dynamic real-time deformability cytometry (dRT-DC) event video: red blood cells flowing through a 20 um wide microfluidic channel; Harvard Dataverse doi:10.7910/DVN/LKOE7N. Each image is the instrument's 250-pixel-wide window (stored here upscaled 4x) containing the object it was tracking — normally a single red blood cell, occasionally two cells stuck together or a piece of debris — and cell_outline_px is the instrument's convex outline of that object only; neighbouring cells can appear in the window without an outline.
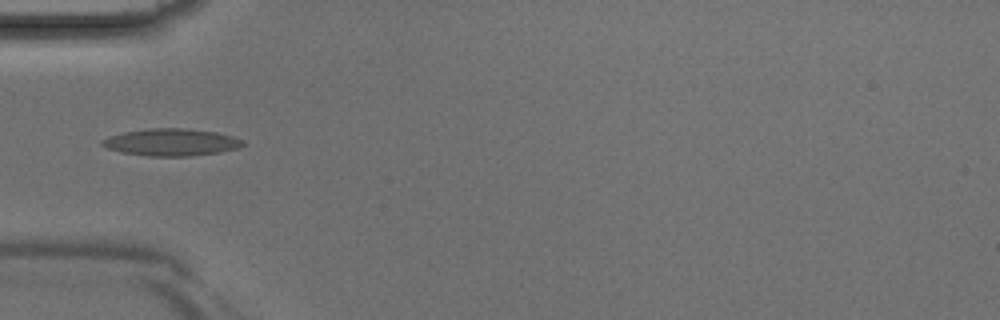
{"species": "Egyptian fruit bat (a non-hibernating species)", "species_latin": "Rousettus aegyptiacus", "temperature_condition": "room temperature", "stored_images_in_passage": 17, "camera_frame_rate_fps": 3000, "um_per_image_px": 0.085, "animal": {"sex": "male"}, "frame": {"image": 1, "passage_image": 1, "time_ms": 0.0, "image_size_px": [1000, 320], "cell_outline_px": [[244, 144], [240, 148], [220, 152], [188, 156], [148, 156], [120, 152], [108, 148], [100, 144], [100, 140], [108, 136], [124, 132], [148, 128], [184, 128], [216, 132], [232, 136], [244, 140]], "centroid_in_image_um": [14.55, 12.09], "position_along_channel_um": 70.4, "area_um2": 22.37}}